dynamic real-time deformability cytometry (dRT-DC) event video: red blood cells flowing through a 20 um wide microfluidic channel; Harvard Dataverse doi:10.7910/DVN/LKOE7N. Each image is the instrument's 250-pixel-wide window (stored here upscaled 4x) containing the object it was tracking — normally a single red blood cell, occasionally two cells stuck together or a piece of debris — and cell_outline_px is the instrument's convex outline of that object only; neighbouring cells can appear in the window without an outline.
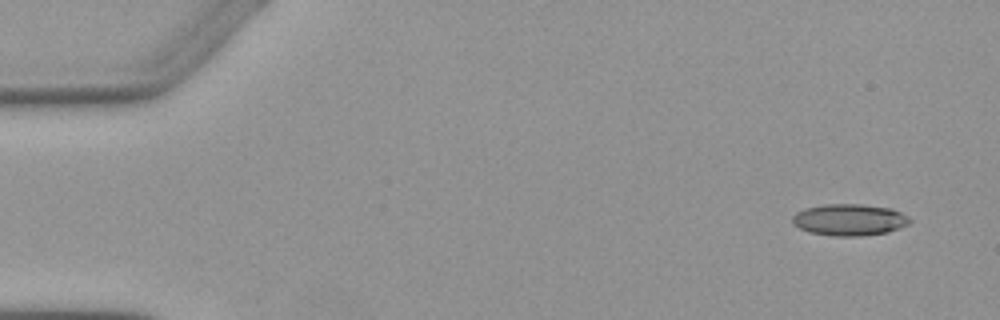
{"species": "Egyptian fruit bat (a non-hibernating species)", "species_latin": "Rousettus aegyptiacus", "temperature_condition": "warm", "stored_images_in_passage": 4, "camera_frame_rate_fps": 3000, "um_per_image_px": 0.085, "animal": {"sex": "female"}, "frame": {"image": 1, "passage_image": 1, "time_ms": 0.0, "image_size_px": [1000, 320], "cell_outline_px": [[912, 220], [908, 224], [900, 228], [888, 232], [860, 236], [832, 236], [808, 232], [792, 224], [792, 216], [796, 212], [804, 208], [824, 204], [860, 204], [892, 208], [908, 216]], "centroid_in_image_um": [72.18, 18.68], "position_along_channel_um": 12.8, "area_um2": 21.85}}
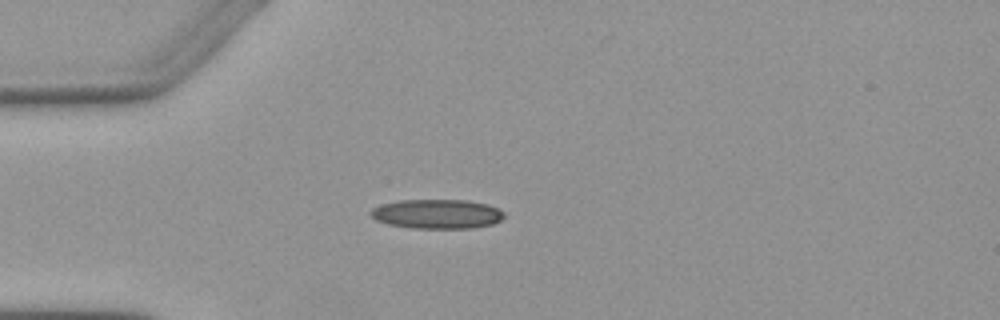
{"frame": {"image": 2, "passage_image": 4, "time_ms": 3.667, "image_size_px": [1000, 320], "cell_outline_px": [[504, 216], [500, 220], [492, 224], [472, 228], [412, 228], [388, 224], [376, 220], [368, 212], [372, 208], [380, 204], [400, 200], [464, 200], [488, 204], [504, 212]], "centroid_in_image_um": [37.12, 18.18], "position_along_channel_um": 47.9, "area_um2": 22.83}}